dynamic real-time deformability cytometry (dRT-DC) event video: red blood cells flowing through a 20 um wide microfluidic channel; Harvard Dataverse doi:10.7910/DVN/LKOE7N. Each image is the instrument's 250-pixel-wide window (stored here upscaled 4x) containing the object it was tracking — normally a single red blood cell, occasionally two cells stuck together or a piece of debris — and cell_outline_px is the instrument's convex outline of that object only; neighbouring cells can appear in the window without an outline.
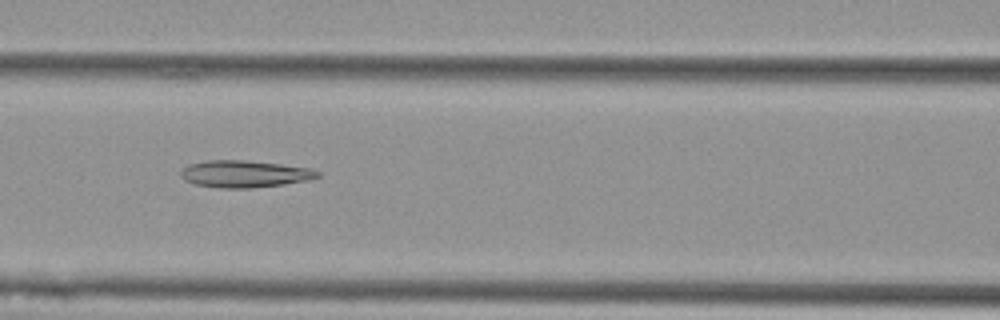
{"species": "Egyptian fruit bat (a non-hibernating species)", "species_latin": "Rousettus aegyptiacus", "temperature_condition": "cold", "stored_images_in_passage": 6, "camera_frame_rate_fps": 3000, "um_per_image_px": 0.085, "animal": {"sex": "female"}, "frame": {"image": 1, "passage_image": 3, "time_ms": 0.667, "image_size_px": [1000, 320], "cell_outline_px": [[320, 176], [312, 180], [284, 184], [252, 188], [220, 188], [196, 184], [184, 180], [180, 176], [180, 168], [188, 164], [208, 160], [244, 160], [280, 164], [312, 168], [320, 172]], "centroid_in_image_um": [20.79, 14.78], "position_along_channel_um": 145.8, "area_um2": 21.79}}
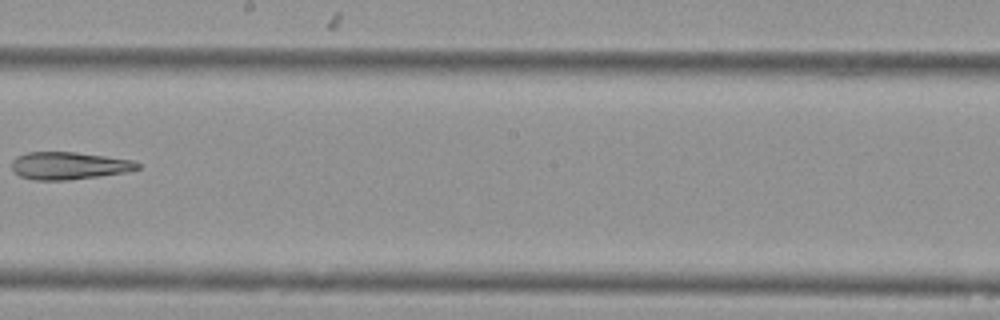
{"frame": {"image": 2, "passage_image": 5, "time_ms": 1.333, "image_size_px": [1000, 320], "cell_outline_px": [[140, 168], [124, 172], [100, 176], [68, 180], [36, 180], [20, 176], [12, 168], [12, 160], [16, 156], [28, 152], [76, 152], [132, 160], [140, 164]], "centroid_in_image_um": [5.84, 14.08], "position_along_channel_um": 242.4, "area_um2": 20.0}}
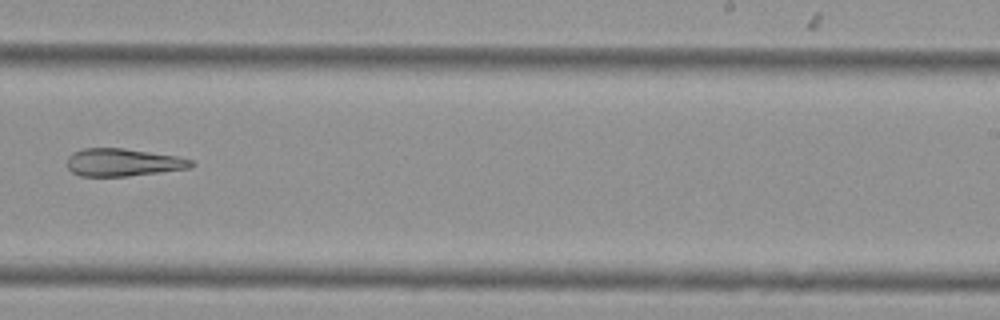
{"frame": {"image": 3, "passage_image": 6, "time_ms": 1.667, "image_size_px": [1000, 320], "cell_outline_px": [[196, 164], [192, 168], [128, 176], [80, 176], [72, 172], [68, 168], [68, 156], [72, 152], [84, 148], [124, 148], [176, 156], [192, 160]], "centroid_in_image_um": [10.47, 13.8], "position_along_channel_um": 278.5, "area_um2": 20.06}}